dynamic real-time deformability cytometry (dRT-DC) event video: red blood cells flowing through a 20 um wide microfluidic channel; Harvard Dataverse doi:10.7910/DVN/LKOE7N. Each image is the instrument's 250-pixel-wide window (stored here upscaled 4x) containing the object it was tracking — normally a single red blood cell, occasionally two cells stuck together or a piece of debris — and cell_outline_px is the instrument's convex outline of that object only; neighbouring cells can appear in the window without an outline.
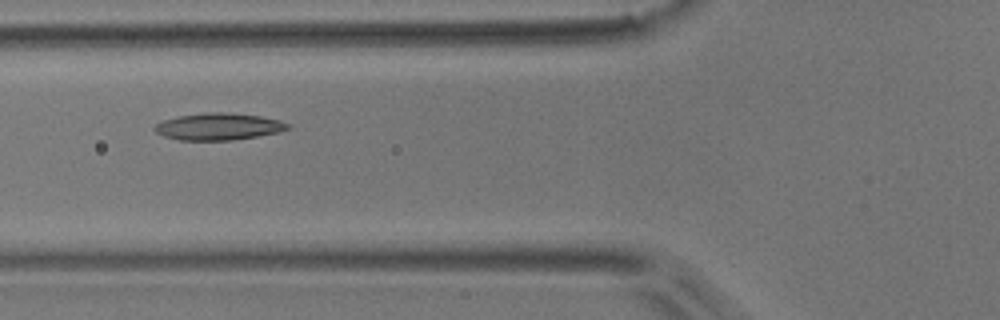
{"species": "common noctule bat (a hibernating species)", "species_latin": "Nyctalus noctula", "temperature_condition": "room temperature", "stored_images_in_passage": 6, "camera_frame_rate_fps": 3000, "um_per_image_px": 0.085, "animal": {"sex": "male", "body_mass_g": 17.9}, "frame": {"image": 1, "passage_image": 5, "time_ms": 1.333, "image_size_px": [1000, 320], "cell_outline_px": [[292, 128], [280, 132], [232, 140], [180, 140], [164, 136], [156, 132], [152, 128], [156, 124], [164, 120], [180, 116], [208, 112], [220, 112], [260, 116], [280, 120], [292, 124]], "centroid_in_image_um": [18.62, 10.76], "position_along_channel_um": 107.2, "area_um2": 20.81}}
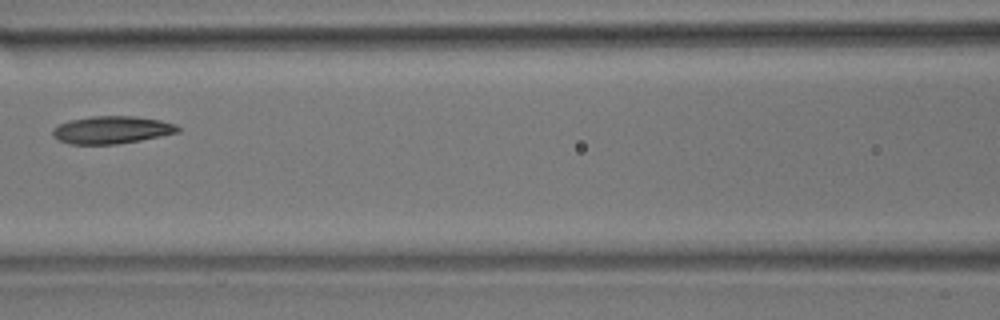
{"frame": {"image": 2, "passage_image": 6, "time_ms": 1.667, "image_size_px": [1000, 320], "cell_outline_px": [[180, 132], [140, 140], [116, 144], [72, 144], [60, 140], [52, 136], [52, 128], [60, 124], [72, 120], [92, 116], [136, 116], [160, 120], [176, 124], [180, 128]], "centroid_in_image_um": [9.52, 11.03], "position_along_channel_um": 157.1, "area_um2": 20.0}}